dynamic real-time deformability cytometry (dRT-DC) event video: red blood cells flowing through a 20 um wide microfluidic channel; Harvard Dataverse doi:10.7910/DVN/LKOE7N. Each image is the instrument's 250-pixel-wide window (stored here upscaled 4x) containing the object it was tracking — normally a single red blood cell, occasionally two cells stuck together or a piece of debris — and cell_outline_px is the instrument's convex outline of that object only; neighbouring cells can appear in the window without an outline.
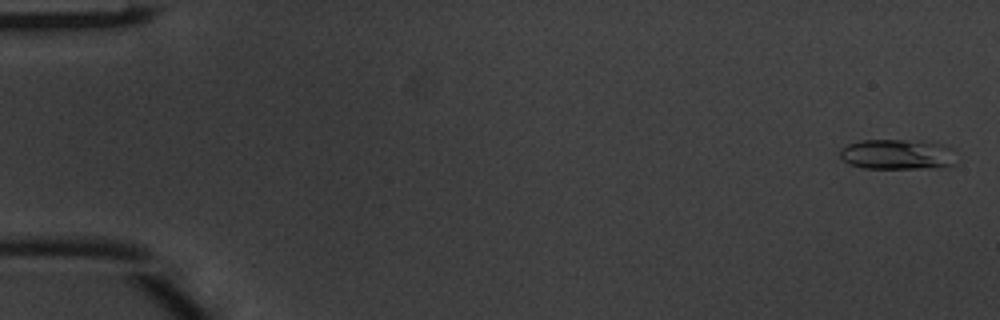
{"species": "common noctule bat (a hibernating species)", "species_latin": "Nyctalus noctula", "temperature_condition": "warm", "stored_images_in_passage": 5, "camera_frame_rate_fps": 3000, "um_per_image_px": 0.085, "animal": {"sex": "male", "body_mass_g": 20.1, "forearm_length_mm": 53.5}, "frame": {"image": 1, "passage_image": 1, "time_ms": 0.0, "image_size_px": [1000, 320], "cell_outline_px": [[956, 164], [940, 168], [864, 168], [848, 164], [840, 156], [840, 148], [848, 144], [864, 140], [904, 140], [940, 144], [952, 148]], "centroid_in_image_um": [76.27, 13.14], "position_along_channel_um": 8.7, "area_um2": 20.46}}
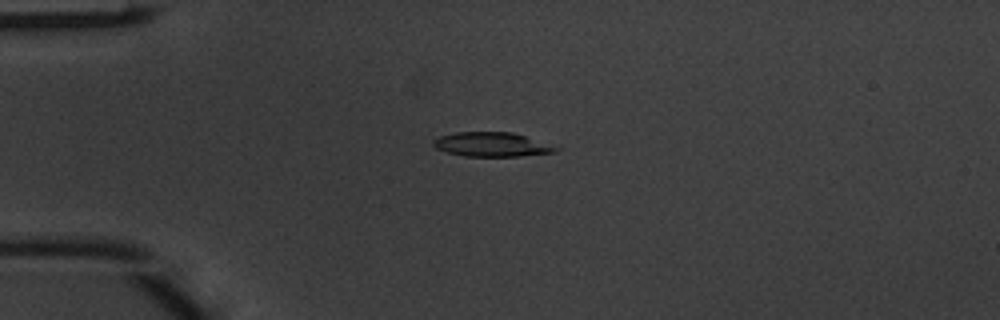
{"frame": {"image": 2, "passage_image": 4, "time_ms": 1.0, "image_size_px": [1000, 320], "cell_outline_px": [[560, 148], [556, 152], [520, 156], [464, 156], [448, 152], [436, 148], [432, 144], [432, 140], [440, 136], [456, 132], [512, 132]], "centroid_in_image_um": [41.76, 12.28], "position_along_channel_um": 43.2, "area_um2": 17.11}}